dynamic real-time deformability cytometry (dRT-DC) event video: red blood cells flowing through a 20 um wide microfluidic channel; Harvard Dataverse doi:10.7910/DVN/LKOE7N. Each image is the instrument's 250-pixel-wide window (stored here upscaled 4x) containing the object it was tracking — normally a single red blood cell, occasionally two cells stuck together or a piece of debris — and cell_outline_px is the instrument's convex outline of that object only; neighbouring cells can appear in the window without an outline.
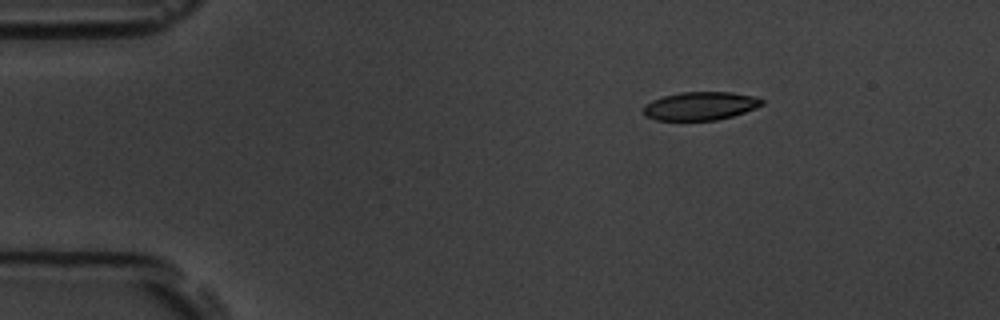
{"species": "common noctule bat (a hibernating species)", "species_latin": "Nyctalus noctula", "temperature_condition": "room temperature", "stored_images_in_passage": 6, "camera_frame_rate_fps": 3000, "um_per_image_px": 0.085, "animal": {"sex": "male", "body_mass_g": 19.5, "forearm_length_mm": 54.6}, "frame": {"image": 1, "passage_image": 1, "time_ms": 0.0, "image_size_px": [1000, 320], "cell_outline_px": [[764, 104], [756, 108], [732, 116], [716, 120], [656, 120], [644, 116], [644, 104], [652, 100], [664, 96], [680, 92], [732, 92], [756, 96], [764, 100]], "centroid_in_image_um": [59.54, 9.0], "position_along_channel_um": 25.5, "area_um2": 19.65}}
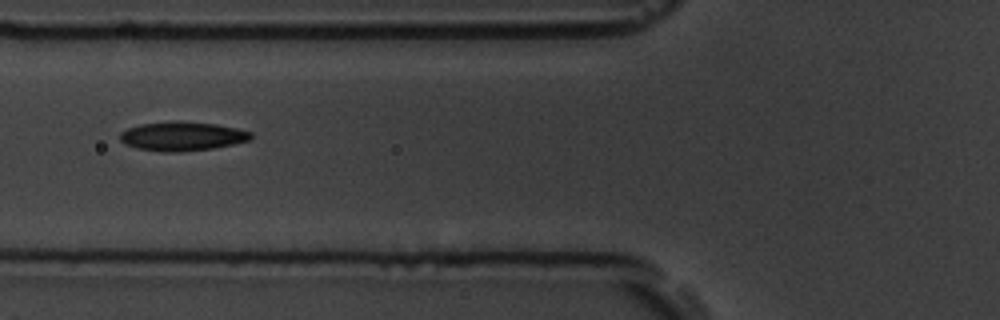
{"frame": {"image": 2, "passage_image": 4, "time_ms": 4.333, "image_size_px": [1000, 320], "cell_outline_px": [[252, 136], [248, 140], [232, 144], [212, 148], [180, 152], [164, 152], [136, 148], [124, 144], [120, 140], [120, 132], [128, 128], [140, 124], [172, 120], [216, 124], [236, 128], [252, 132]], "centroid_in_image_um": [15.44, 11.57], "position_along_channel_um": 110.4, "area_um2": 22.2}}
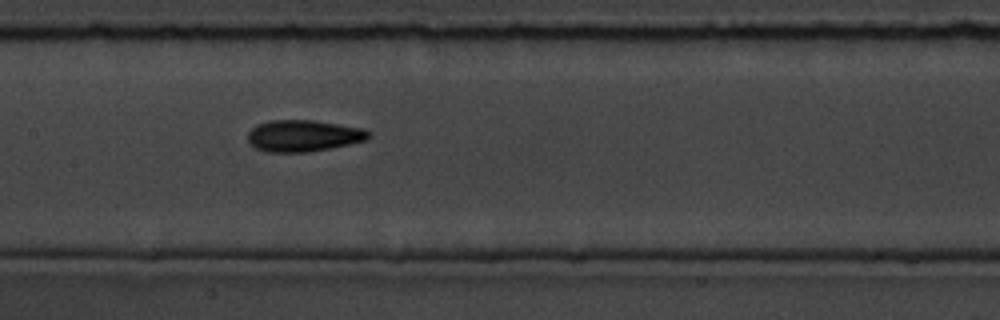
{"frame": {"image": 3, "passage_image": 6, "time_ms": 6.333, "image_size_px": [1000, 320], "cell_outline_px": [[372, 136], [368, 140], [332, 148], [308, 152], [268, 152], [256, 148], [248, 140], [248, 132], [256, 124], [272, 120], [312, 120], [364, 128]], "centroid_in_image_um": [25.82, 11.54], "position_along_channel_um": 181.6, "area_um2": 22.31}}